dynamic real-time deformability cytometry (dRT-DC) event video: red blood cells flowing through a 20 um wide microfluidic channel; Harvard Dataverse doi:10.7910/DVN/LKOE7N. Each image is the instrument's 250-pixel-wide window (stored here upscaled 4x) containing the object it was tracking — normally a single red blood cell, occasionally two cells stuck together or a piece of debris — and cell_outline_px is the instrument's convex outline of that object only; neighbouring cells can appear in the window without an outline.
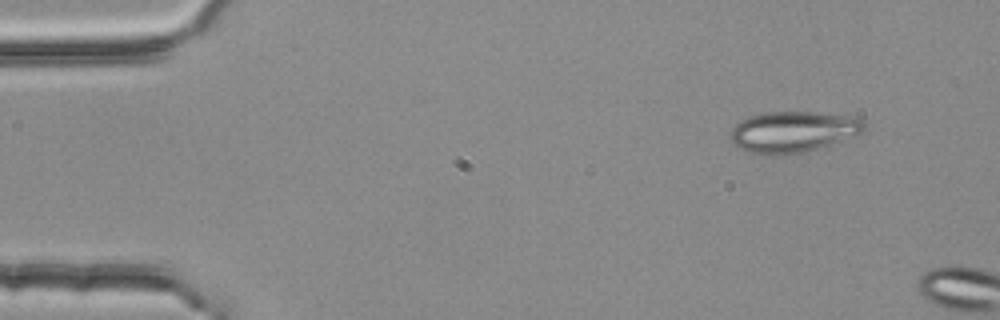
{"species": "common noctule bat (a hibernating species)", "species_latin": "Nyctalus noctula", "temperature_condition": "room temperature", "stored_images_in_passage": 2, "camera_frame_rate_fps": 3000, "um_per_image_px": 0.085, "animal": {"sex": "female", "body_mass_g": 25.1}, "frame": {"image": 1, "passage_image": 1, "time_ms": 0.0, "image_size_px": [1000, 320], "cell_outline_px": [[864, 132], [832, 144], [804, 152], [788, 156], [772, 156], [748, 152], [732, 144], [728, 136], [732, 128], [740, 120], [748, 116], [764, 112], [812, 112], [844, 116], [864, 120]], "centroid_in_image_um": [67.33, 11.23], "position_along_channel_um": 17.7, "area_um2": 32.31}}